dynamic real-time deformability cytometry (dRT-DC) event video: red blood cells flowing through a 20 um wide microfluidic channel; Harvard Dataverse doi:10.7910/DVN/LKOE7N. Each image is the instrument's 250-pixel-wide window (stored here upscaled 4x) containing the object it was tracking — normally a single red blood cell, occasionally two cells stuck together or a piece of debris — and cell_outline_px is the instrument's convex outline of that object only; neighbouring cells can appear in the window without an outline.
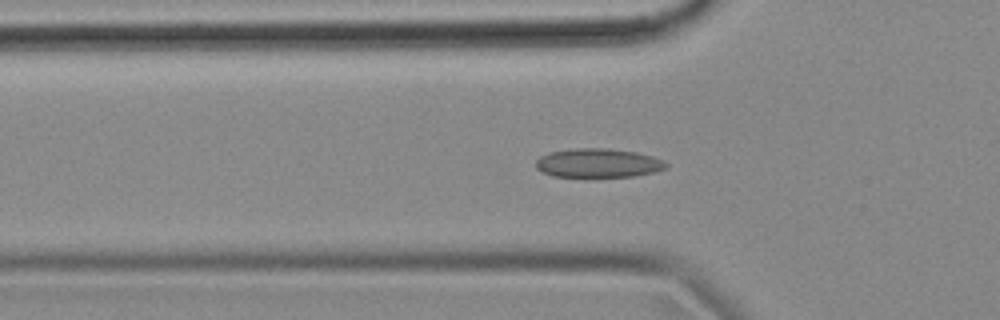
{"species": "common noctule bat (a hibernating species)", "species_latin": "Nyctalus noctula", "temperature_condition": "cold", "stored_images_in_passage": 42, "camera_frame_rate_fps": 3000, "um_per_image_px": 0.085, "animal": {"sex": "female", "body_mass_g": 18.4}, "frame": {"image": 1, "passage_image": 11, "time_ms": 3.333, "image_size_px": [1000, 320], "cell_outline_px": [[668, 164], [664, 168], [652, 172], [632, 176], [588, 180], [552, 176], [540, 172], [536, 168], [536, 160], [540, 156], [548, 152], [572, 148], [608, 148], [636, 152], [652, 156], [664, 160]], "centroid_in_image_um": [50.76, 13.9], "position_along_channel_um": 75.0, "area_um2": 23.06}}
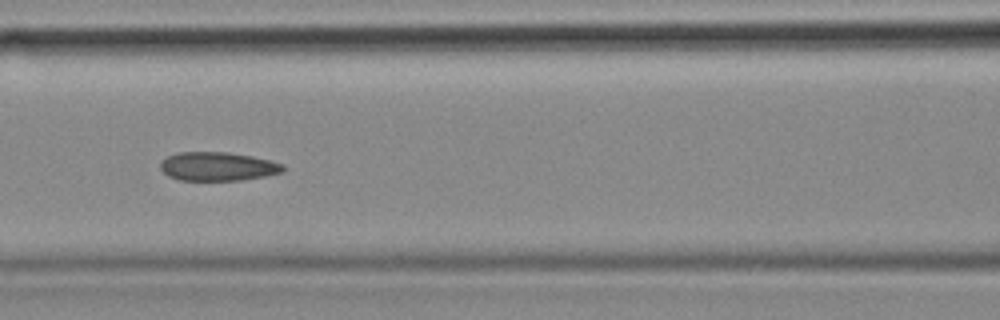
{"frame": {"image": 2, "passage_image": 17, "time_ms": 5.333, "image_size_px": [1000, 320], "cell_outline_px": [[284, 172], [264, 176], [240, 180], [180, 180], [168, 176], [160, 168], [160, 160], [176, 152], [228, 152], [252, 156], [272, 160], [284, 164]], "centroid_in_image_um": [18.51, 14.14], "position_along_channel_um": 148.1, "area_um2": 20.69}}
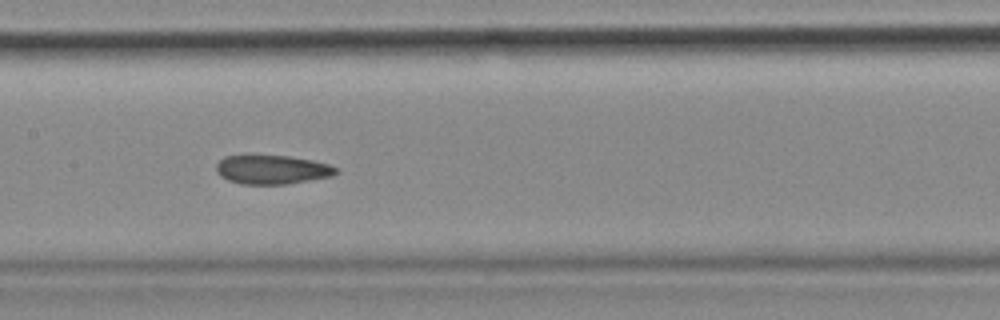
{"frame": {"image": 3, "passage_image": 20, "time_ms": 6.333, "image_size_px": [1000, 320], "cell_outline_px": [[340, 172], [332, 176], [284, 184], [244, 184], [228, 180], [220, 176], [216, 172], [216, 164], [224, 156], [288, 156], [312, 160], [328, 164], [340, 168]], "centroid_in_image_um": [23.15, 14.42], "position_along_channel_um": 184.3, "area_um2": 20.11}}